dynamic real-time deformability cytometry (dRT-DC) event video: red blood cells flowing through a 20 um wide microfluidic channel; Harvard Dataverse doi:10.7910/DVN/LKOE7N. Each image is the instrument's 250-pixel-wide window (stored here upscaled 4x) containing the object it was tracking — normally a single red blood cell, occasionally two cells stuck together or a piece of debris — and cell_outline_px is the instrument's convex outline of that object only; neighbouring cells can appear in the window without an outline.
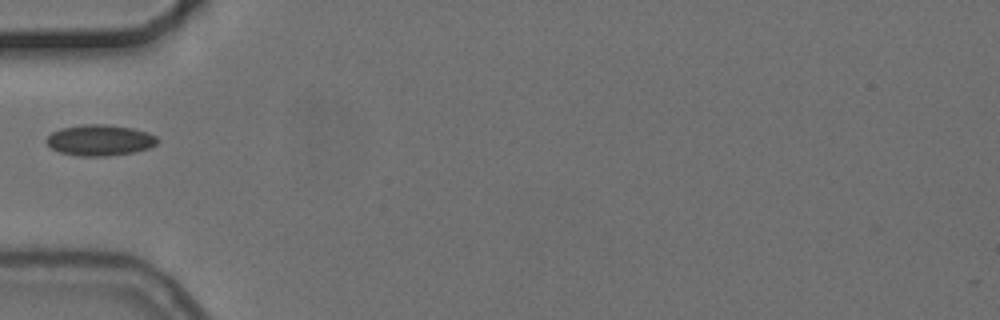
{"species": "common noctule bat (a hibernating species)", "species_latin": "Nyctalus noctula", "temperature_condition": "cold", "stored_images_in_passage": 5, "camera_frame_rate_fps": 3000, "um_per_image_px": 0.085, "animal": {"sex": "female", "body_mass_g": 24.6, "forearm_length_mm": 56.2}, "frame": {"image": 1, "passage_image": 5, "time_ms": 4.667, "image_size_px": [1000, 320], "cell_outline_px": [[160, 140], [156, 144], [148, 148], [132, 152], [108, 156], [80, 156], [60, 152], [52, 148], [44, 140], [52, 132], [60, 128], [84, 124], [104, 124], [132, 128], [148, 132], [156, 136]], "centroid_in_image_um": [8.48, 11.91], "position_along_channel_um": 76.5, "area_um2": 20.0}}